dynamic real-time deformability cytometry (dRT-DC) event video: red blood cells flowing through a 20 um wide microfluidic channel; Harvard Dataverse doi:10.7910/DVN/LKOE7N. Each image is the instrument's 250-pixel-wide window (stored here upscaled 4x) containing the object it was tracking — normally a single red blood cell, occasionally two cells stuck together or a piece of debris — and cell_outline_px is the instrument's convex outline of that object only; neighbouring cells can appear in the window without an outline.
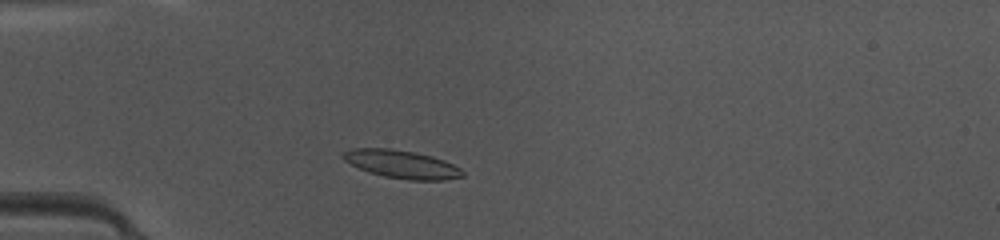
{"species": "common noctule bat (a hibernating species)", "species_latin": "Nyctalus noctula", "temperature_condition": "warm", "stored_images_in_passage": 31, "camera_frame_rate_fps": 3000, "um_per_image_px": 0.085, "animal": {"sex": "female", "body_mass_g": 10.0, "forearm_length_mm": 53.1}, "frame": {"image": 1, "passage_image": 6, "time_ms": 1.667, "image_size_px": [1000, 240], "cell_outline_px": [[464, 176], [444, 180], [408, 180], [384, 176], [368, 172], [344, 160], [340, 156], [344, 152], [352, 148], [388, 148], [412, 152], [432, 156], [444, 160], [460, 168], [464, 172]], "centroid_in_image_um": [34.15, 13.96], "position_along_channel_um": 50.9, "area_um2": 19.42}}
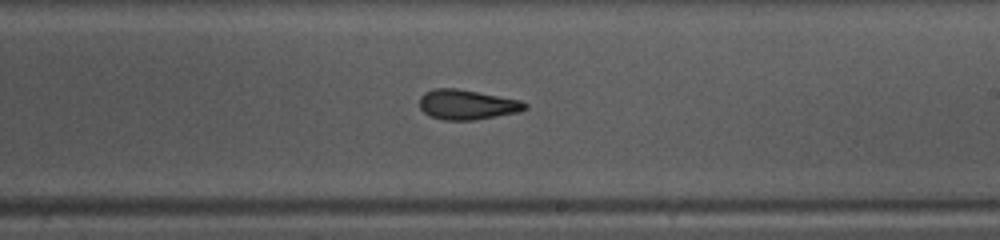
{"frame": {"image": 2, "passage_image": 21, "time_ms": 6.667, "image_size_px": [1000, 240], "cell_outline_px": [[528, 108], [520, 112], [472, 120], [444, 120], [432, 116], [424, 112], [420, 108], [420, 96], [424, 92], [432, 88], [456, 88], [520, 100], [528, 104]], "centroid_in_image_um": [39.7, 8.88], "position_along_channel_um": 249.3, "area_um2": 18.32}}
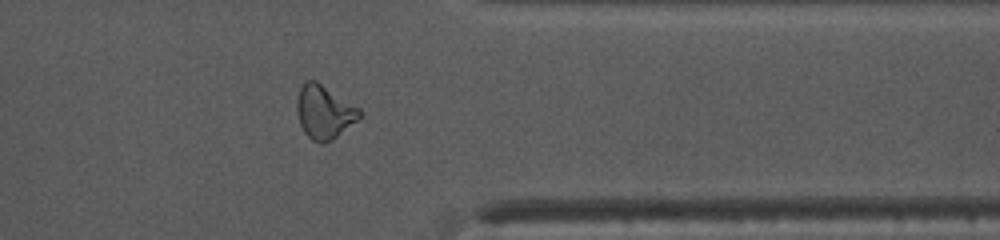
{"frame": {"image": 3, "passage_image": 31, "time_ms": 10.0, "image_size_px": [1000, 240], "cell_outline_px": [[364, 112], [356, 120], [332, 140], [324, 144], [320, 144], [312, 140], [304, 132], [300, 124], [296, 108], [296, 104], [300, 88], [304, 80], [316, 80], [360, 108]], "centroid_in_image_um": [27.54, 9.51], "position_along_channel_um": 383.9, "area_um2": 19.54}, "authors_computed_cell_mechanics": {"area_um2": 18.3226, "velocity_mm_per_s": 4.2128, "shape_relaxation_time_tau1_ms": 4.1829, "shape_relaxation_time_tau2_ms": 5.305, "deformation_change_tau1": 0.1735, "deformation_change_tau2": 0.0975}}